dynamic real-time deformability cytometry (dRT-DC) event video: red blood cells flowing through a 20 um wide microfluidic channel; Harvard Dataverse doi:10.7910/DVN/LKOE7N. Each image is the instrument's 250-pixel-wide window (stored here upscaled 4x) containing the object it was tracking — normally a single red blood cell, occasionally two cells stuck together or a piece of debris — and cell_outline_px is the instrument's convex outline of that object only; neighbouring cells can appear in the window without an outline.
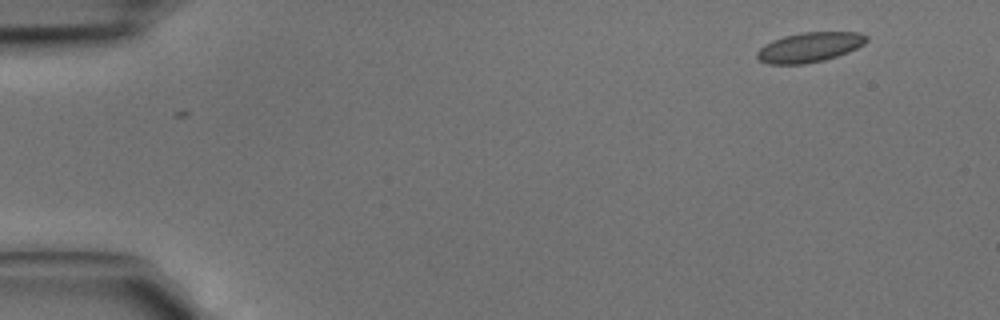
{"species": "common noctule bat (a hibernating species)", "species_latin": "Nyctalus noctula", "temperature_condition": "cold", "stored_images_in_passage": 3, "camera_frame_rate_fps": 3000, "um_per_image_px": 0.085, "animal": {"sex": "male", "body_mass_g": 15.6}, "frame": {"image": 1, "passage_image": 1, "time_ms": 0.0, "image_size_px": [1000, 320], "cell_outline_px": [[868, 40], [864, 44], [848, 52], [824, 60], [804, 64], [768, 64], [760, 60], [756, 56], [756, 52], [764, 44], [772, 40], [784, 36], [800, 32], [860, 32], [868, 36]], "centroid_in_image_um": [68.8, 4.01], "position_along_channel_um": 16.2, "area_um2": 19.07}}